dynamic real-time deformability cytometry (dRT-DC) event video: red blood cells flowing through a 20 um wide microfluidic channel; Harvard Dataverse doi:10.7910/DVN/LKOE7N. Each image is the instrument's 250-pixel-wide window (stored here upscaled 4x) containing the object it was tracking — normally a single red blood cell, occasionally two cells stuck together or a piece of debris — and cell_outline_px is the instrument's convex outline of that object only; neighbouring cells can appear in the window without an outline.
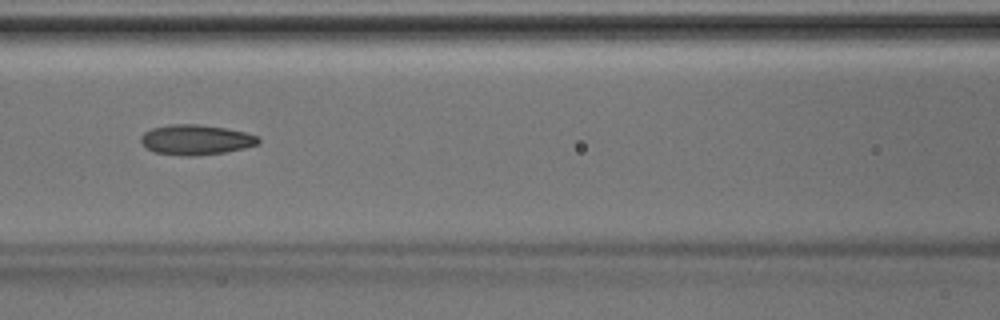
{"species": "Egyptian fruit bat (a non-hibernating species)", "species_latin": "Rousettus aegyptiacus", "temperature_condition": "room temperature", "stored_images_in_passage": 45, "camera_frame_rate_fps": 3000, "um_per_image_px": 0.085, "animal": {"sex": "male"}, "frame": {"image": 1, "passage_image": 20, "time_ms": 6.333, "image_size_px": [1000, 320], "cell_outline_px": [[260, 140], [256, 144], [244, 148], [224, 152], [196, 156], [184, 156], [156, 152], [148, 148], [140, 140], [140, 136], [144, 132], [152, 128], [168, 124], [196, 124], [224, 128], [244, 132], [260, 136]], "centroid_in_image_um": [16.64, 11.87], "position_along_channel_um": 150.0, "area_um2": 20.46}}